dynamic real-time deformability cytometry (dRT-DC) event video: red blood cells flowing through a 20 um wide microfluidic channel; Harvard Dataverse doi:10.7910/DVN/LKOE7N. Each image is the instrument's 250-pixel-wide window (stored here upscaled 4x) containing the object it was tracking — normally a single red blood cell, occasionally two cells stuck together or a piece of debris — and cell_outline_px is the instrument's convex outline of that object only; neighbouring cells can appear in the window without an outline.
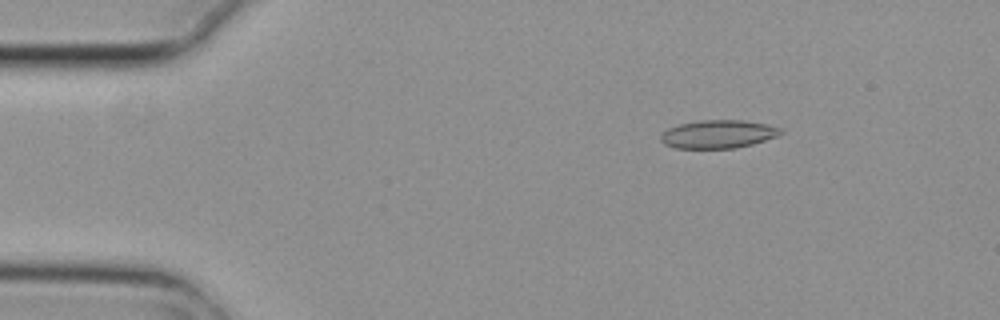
{"species": "common noctule bat (a hibernating species)", "species_latin": "Nyctalus noctula", "temperature_condition": "cold", "stored_images_in_passage": 4, "camera_frame_rate_fps": 3000, "um_per_image_px": 0.085, "animal": {"sex": "female", "body_mass_g": 29.2, "forearm_length_mm": 56.3}, "frame": {"image": 1, "passage_image": 1, "time_ms": 0.0, "image_size_px": [1000, 320], "cell_outline_px": [[784, 132], [776, 136], [752, 144], [736, 148], [676, 148], [664, 144], [660, 140], [660, 136], [668, 128], [680, 124], [700, 120], [744, 120], [784, 128]], "centroid_in_image_um": [61.05, 11.4], "position_along_channel_um": 24.0, "area_um2": 19.65}}